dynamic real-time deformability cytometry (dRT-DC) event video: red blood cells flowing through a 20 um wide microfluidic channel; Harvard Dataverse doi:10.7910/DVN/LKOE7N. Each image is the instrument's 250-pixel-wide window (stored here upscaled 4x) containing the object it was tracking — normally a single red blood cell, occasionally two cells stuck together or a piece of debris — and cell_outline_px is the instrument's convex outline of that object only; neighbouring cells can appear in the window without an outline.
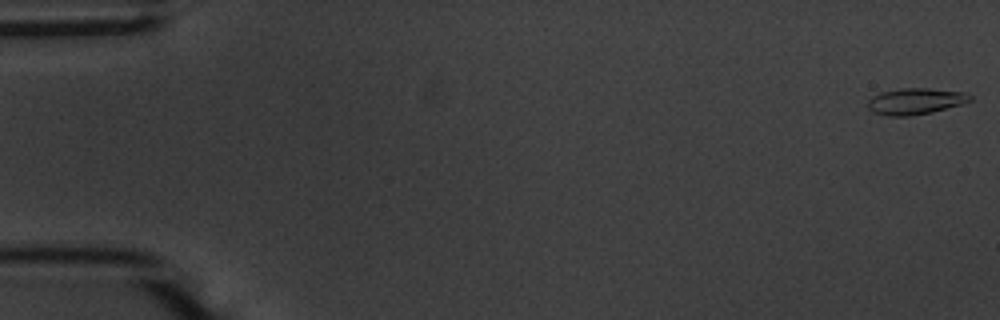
{"species": "common noctule bat (a hibernating species)", "species_latin": "Nyctalus noctula", "temperature_condition": "warm", "stored_images_in_passage": 55, "camera_frame_rate_fps": 3000, "um_per_image_px": 0.085, "animal": {"sex": "male", "body_mass_g": 20.1, "forearm_length_mm": 53.5}, "frame": {"image": 1, "passage_image": 1, "time_ms": 0.0, "image_size_px": [1000, 320], "cell_outline_px": [[972, 100], [960, 104], [932, 112], [908, 116], [888, 116], [872, 112], [868, 108], [868, 100], [872, 96], [880, 92], [900, 88], [928, 88], [968, 92], [972, 96]], "centroid_in_image_um": [77.8, 8.59], "position_along_channel_um": 7.2, "area_um2": 15.78}}
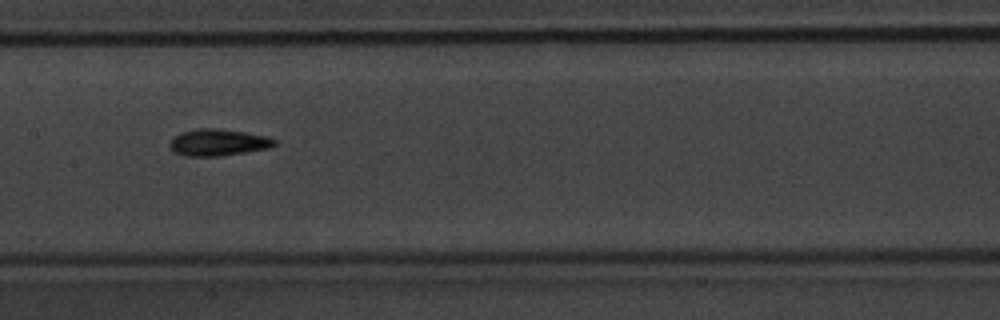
{"frame": {"image": 2, "passage_image": 28, "time_ms": 9.0, "image_size_px": [1000, 320], "cell_outline_px": [[280, 140], [276, 144], [268, 148], [220, 156], [184, 156], [172, 152], [168, 144], [172, 136], [180, 132], [196, 128], [216, 128], [244, 132], [268, 136]], "centroid_in_image_um": [18.5, 12.1], "position_along_channel_um": 188.9, "area_um2": 16.65}}
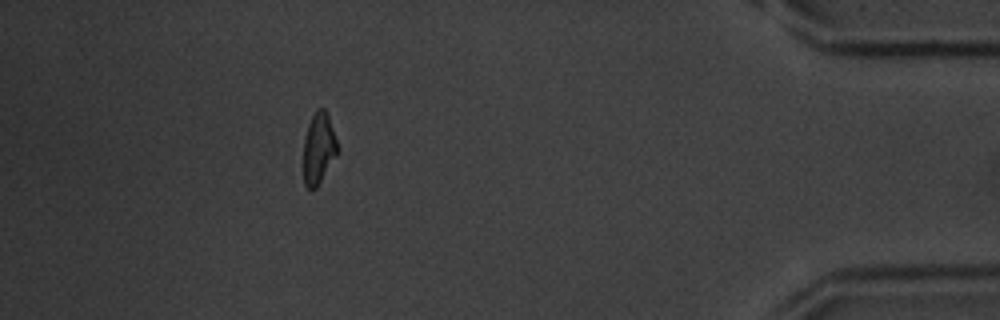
{"frame": {"image": 3, "passage_image": 50, "time_ms": 16.333, "image_size_px": [1000, 320], "cell_outline_px": [[336, 156], [316, 188], [308, 188], [304, 184], [304, 136], [308, 124], [316, 108], [324, 108], [328, 116], [336, 140]], "centroid_in_image_um": [27.06, 12.59], "position_along_channel_um": 408.1, "area_um2": 13.76}, "authors_computed_cell_mechanics": {"area_um2": 15.0858, "velocity_mm_per_s": 3.6777, "shape_relaxation_time_tau1_ms": 2.8864, "shape_relaxation_time_tau2_ms": 4.3405, "deformation_change_tau1": 0.1528, "deformation_change_tau2": 0.0975}}